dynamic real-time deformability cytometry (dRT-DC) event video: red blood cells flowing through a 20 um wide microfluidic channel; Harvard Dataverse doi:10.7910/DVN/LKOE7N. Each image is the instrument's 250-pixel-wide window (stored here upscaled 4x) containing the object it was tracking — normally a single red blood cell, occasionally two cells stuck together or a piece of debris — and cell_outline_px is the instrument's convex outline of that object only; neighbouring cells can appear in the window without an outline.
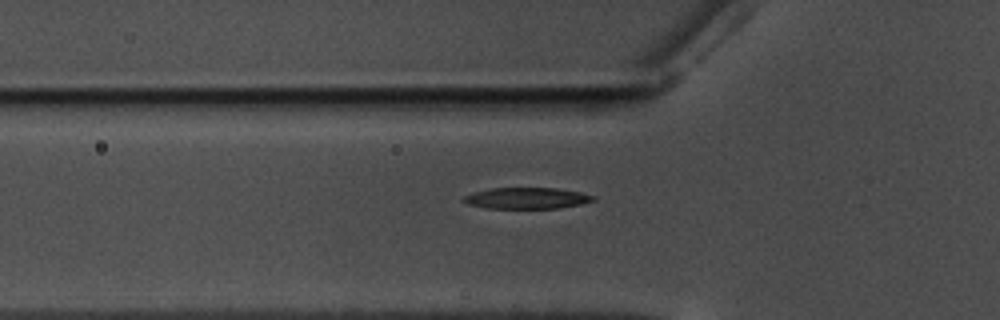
{"species": "common noctule bat (a hibernating species)", "species_latin": "Nyctalus noctula", "temperature_condition": "warm", "stored_images_in_passage": 40, "camera_frame_rate_fps": 3000, "um_per_image_px": 0.085, "animal": {"sex": "male", "body_mass_g": 17.5, "forearm_length_mm": 52.3}, "frame": {"image": 1, "passage_image": 2, "time_ms": 0.333, "image_size_px": [1000, 320], "cell_outline_px": [[596, 200], [580, 204], [560, 208], [488, 208], [468, 204], [460, 200], [464, 196], [472, 192], [492, 188], [556, 188], [580, 192], [596, 196]], "centroid_in_image_um": [44.77, 16.84], "position_along_channel_um": 81.0, "area_um2": 16.07}}
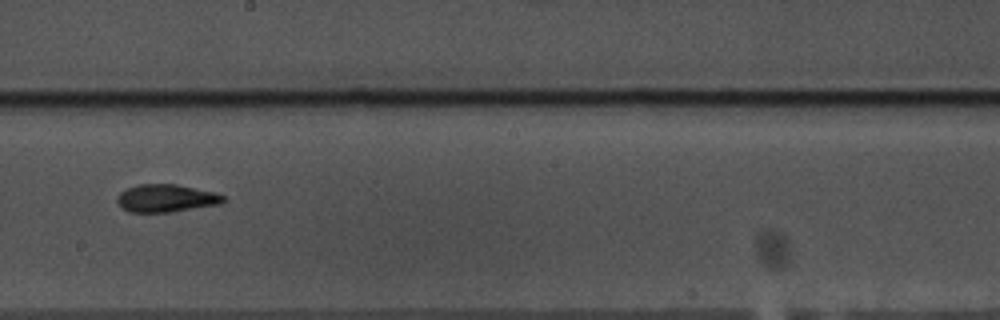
{"frame": {"image": 2, "passage_image": 15, "time_ms": 4.667, "image_size_px": [1000, 320], "cell_outline_px": [[228, 200], [220, 204], [168, 212], [128, 212], [120, 208], [116, 200], [116, 196], [120, 192], [128, 188], [140, 184], [176, 184], [216, 192], [224, 196]], "centroid_in_image_um": [14.11, 16.85], "position_along_channel_um": 234.1, "area_um2": 17.28}}
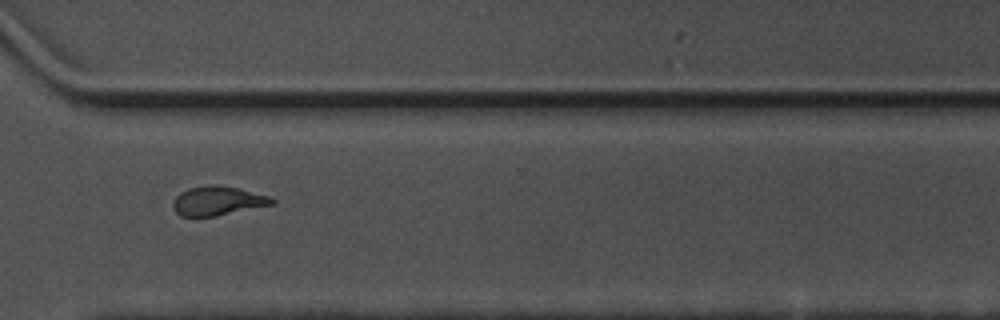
{"frame": {"image": 3, "passage_image": 25, "time_ms": 8.0, "image_size_px": [1000, 320], "cell_outline_px": [[276, 204], [216, 216], [180, 216], [172, 208], [172, 200], [180, 192], [188, 188], [212, 184], [216, 184], [236, 188], [268, 196], [276, 200]], "centroid_in_image_um": [18.48, 17.08], "position_along_channel_um": 352.1, "area_um2": 16.88}, "authors_computed_cell_mechanics": {"area_um2": 17.2822, "velocity_mm_per_s": 3.5315, "shape_relaxation_time_tau1_ms": 3.043, "shape_relaxation_time_tau2_ms": 2.7794, "deformation_change_tau1": 0.1696, "deformation_change_tau2": 0.1102}}